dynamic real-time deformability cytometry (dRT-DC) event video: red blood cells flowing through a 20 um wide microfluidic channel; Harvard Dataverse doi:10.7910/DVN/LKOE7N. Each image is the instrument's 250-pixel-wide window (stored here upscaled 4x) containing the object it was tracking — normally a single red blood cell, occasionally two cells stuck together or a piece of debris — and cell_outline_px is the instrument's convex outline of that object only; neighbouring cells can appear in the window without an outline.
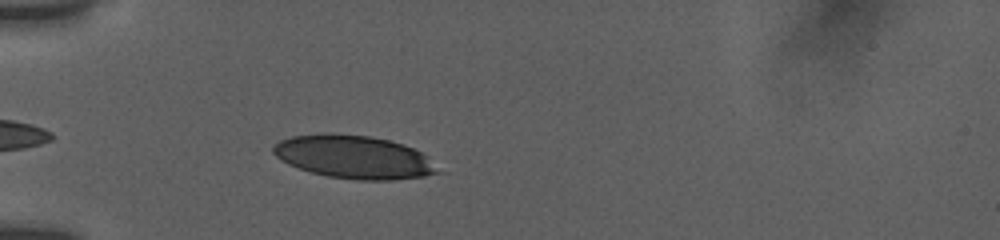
{"species": "human", "species_latin": "Homo sapiens", "temperature_condition": "room temperature", "stored_images_in_passage": 4, "camera_frame_rate_fps": 3000, "um_per_image_px": 0.085, "donor": {"sex": "female"}, "frame": {"image": 1, "passage_image": 4, "time_ms": 3.333, "image_size_px": [1000, 240], "cell_outline_px": [[444, 172], [424, 176], [392, 180], [360, 180], [328, 176], [312, 172], [288, 164], [280, 160], [272, 152], [272, 148], [280, 140], [292, 136], [320, 132], [324, 132], [372, 136], [404, 144], [428, 156]], "centroid_in_image_um": [30.11, 13.33], "position_along_channel_um": 54.9, "area_um2": 41.67}}